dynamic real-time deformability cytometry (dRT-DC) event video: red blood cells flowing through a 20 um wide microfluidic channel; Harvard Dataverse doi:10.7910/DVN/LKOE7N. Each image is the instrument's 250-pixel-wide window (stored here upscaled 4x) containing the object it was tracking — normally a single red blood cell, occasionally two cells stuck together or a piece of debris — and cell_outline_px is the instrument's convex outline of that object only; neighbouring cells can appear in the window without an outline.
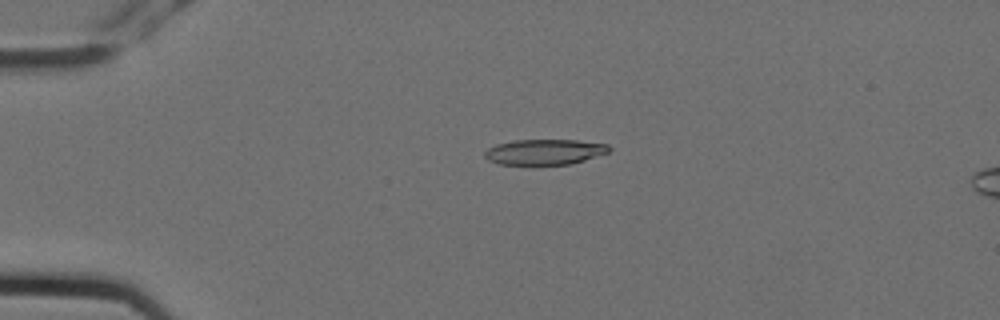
{"species": "Egyptian fruit bat (a non-hibernating species)", "species_latin": "Rousettus aegyptiacus", "temperature_condition": "cold", "stored_images_in_passage": 5, "camera_frame_rate_fps": 3000, "um_per_image_px": 0.085, "animal": {"sex": "female"}, "frame": {"image": 1, "passage_image": 4, "time_ms": 1.0, "image_size_px": [1000, 320], "cell_outline_px": [[612, 148], [608, 152], [572, 164], [500, 164], [488, 160], [484, 156], [484, 152], [488, 148], [496, 144], [516, 140], [576, 140], [608, 144]], "centroid_in_image_um": [46.29, 12.9], "position_along_channel_um": 38.7, "area_um2": 18.32}}